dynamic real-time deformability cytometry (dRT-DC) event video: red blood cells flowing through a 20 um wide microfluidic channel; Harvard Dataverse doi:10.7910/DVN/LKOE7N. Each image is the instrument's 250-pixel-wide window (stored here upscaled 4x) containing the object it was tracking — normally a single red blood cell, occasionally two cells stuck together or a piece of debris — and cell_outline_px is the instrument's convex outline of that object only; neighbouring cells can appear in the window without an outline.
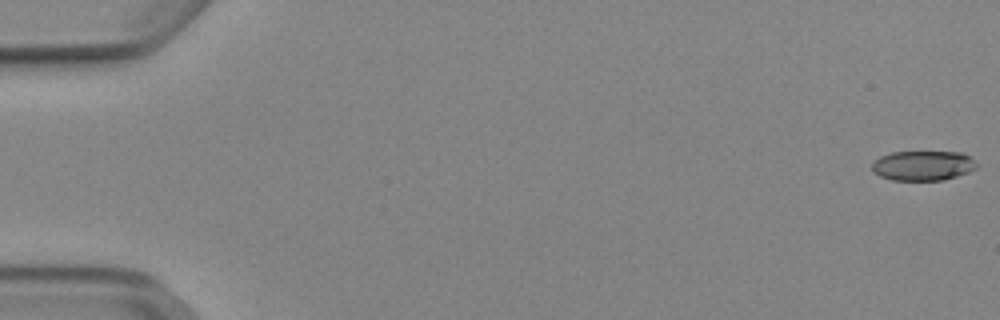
{"species": "Egyptian fruit bat (a non-hibernating species)", "species_latin": "Rousettus aegyptiacus", "temperature_condition": "cold", "stored_images_in_passage": 53, "camera_frame_rate_fps": 3000, "um_per_image_px": 0.085, "animal": {"sex": "female"}, "frame": {"image": 1, "passage_image": 1, "time_ms": 0.0, "image_size_px": [1000, 320], "cell_outline_px": [[976, 168], [968, 172], [944, 180], [892, 180], [880, 176], [872, 172], [872, 164], [880, 156], [892, 152], [960, 152], [968, 156], [976, 164]], "centroid_in_image_um": [78.41, 14.08], "position_along_channel_um": 6.6, "area_um2": 18.03}}
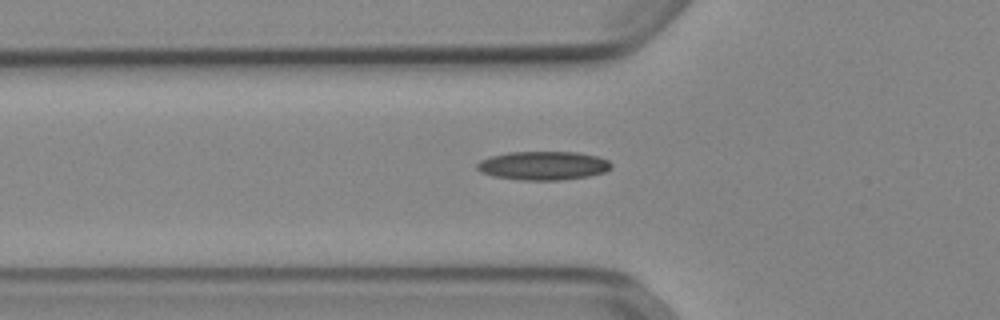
{"frame": {"image": 2, "passage_image": 19, "time_ms": 6.0, "image_size_px": [1000, 320], "cell_outline_px": [[612, 168], [604, 172], [588, 176], [560, 180], [520, 180], [492, 176], [480, 172], [476, 168], [476, 164], [480, 160], [492, 156], [508, 152], [580, 152], [596, 156], [608, 160], [612, 164]], "centroid_in_image_um": [46.16, 14.08], "position_along_channel_um": 79.6, "area_um2": 22.54}}
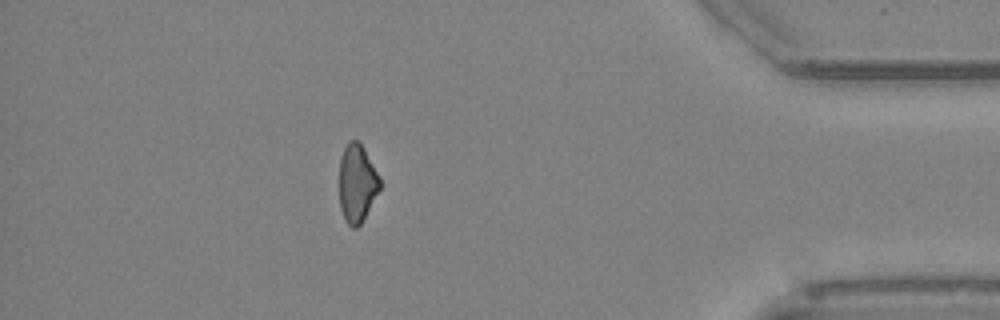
{"frame": {"image": 3, "passage_image": 47, "time_ms": 15.333, "image_size_px": [1000, 320], "cell_outline_px": [[380, 188], [360, 224], [356, 228], [352, 228], [344, 220], [340, 208], [340, 156], [348, 140], [360, 140], [380, 176]], "centroid_in_image_um": [30.34, 15.54], "position_along_channel_um": 404.9, "area_um2": 18.5}}